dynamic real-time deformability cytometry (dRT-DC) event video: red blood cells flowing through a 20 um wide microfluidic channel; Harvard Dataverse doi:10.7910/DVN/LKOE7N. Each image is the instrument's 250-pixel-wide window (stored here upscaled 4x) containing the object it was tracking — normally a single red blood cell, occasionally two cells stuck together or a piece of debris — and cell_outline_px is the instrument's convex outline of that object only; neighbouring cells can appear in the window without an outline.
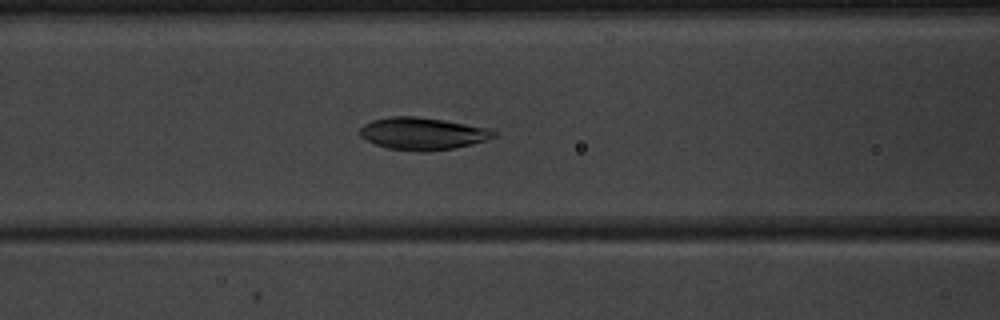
{"species": "common noctule bat (a hibernating species)", "species_latin": "Nyctalus noctula", "temperature_condition": "warm", "stored_images_in_passage": 38, "camera_frame_rate_fps": 3000, "um_per_image_px": 0.085, "animal": {"sex": "male", "body_mass_g": 20.1, "forearm_length_mm": 53.5}, "frame": {"image": 1, "passage_image": 9, "time_ms": 2.667, "image_size_px": [1000, 320], "cell_outline_px": [[496, 136], [472, 144], [452, 148], [428, 152], [420, 152], [388, 148], [376, 144], [360, 136], [360, 128], [364, 124], [372, 120], [388, 116], [416, 116], [444, 120], [488, 128], [496, 132]], "centroid_in_image_um": [35.9, 11.35], "position_along_channel_um": 130.7, "area_um2": 25.09}}
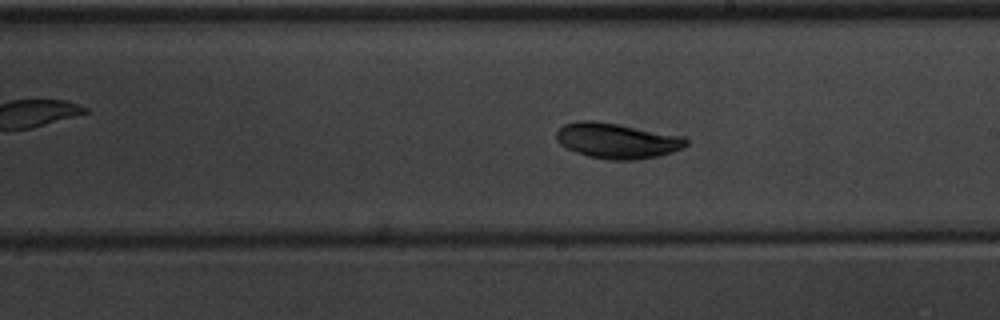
{"frame": {"image": 2, "passage_image": 17, "time_ms": 5.333, "image_size_px": [1000, 320], "cell_outline_px": [[688, 144], [684, 148], [660, 156], [636, 160], [612, 160], [588, 156], [564, 148], [556, 140], [556, 132], [564, 124], [576, 120], [596, 120], [684, 136], [688, 140]], "centroid_in_image_um": [52.44, 11.96], "position_along_channel_um": 236.6, "area_um2": 27.11}}
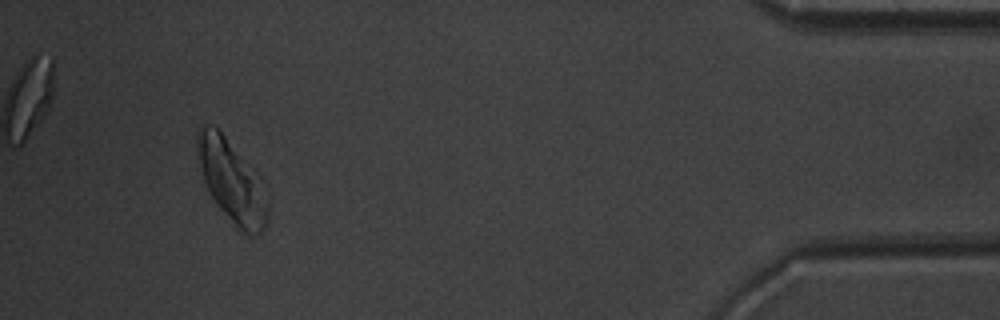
{"frame": {"image": 3, "passage_image": 35, "time_ms": 11.333, "image_size_px": [1000, 320], "cell_outline_px": [[268, 220], [264, 228], [256, 236], [244, 236], [236, 228], [216, 204], [204, 180], [200, 164], [196, 144], [196, 132], [204, 124], [208, 124], [216, 128], [224, 136], [268, 200]], "centroid_in_image_um": [19.64, 15.53], "position_along_channel_um": 415.6, "area_um2": 31.73}, "authors_computed_cell_mechanics": {"area_um2": 25.721, "velocity_mm_per_s": 3.9723, "shape_relaxation_time_tau1_ms": null, "shape_relaxation_time_tau2_ms": 0.7282, "deformation_change_tau1": null, "deformation_change_tau2": 0.0483}}